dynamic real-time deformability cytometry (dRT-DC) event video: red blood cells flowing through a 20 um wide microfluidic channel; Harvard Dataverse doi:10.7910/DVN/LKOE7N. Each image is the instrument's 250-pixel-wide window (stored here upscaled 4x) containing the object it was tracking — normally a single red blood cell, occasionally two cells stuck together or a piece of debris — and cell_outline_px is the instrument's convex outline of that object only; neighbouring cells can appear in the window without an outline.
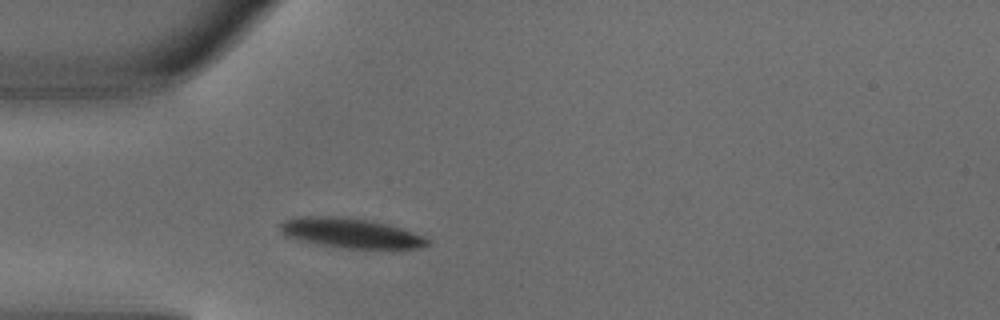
{"species": "common noctule bat (a hibernating species)", "species_latin": "Nyctalus noctula", "temperature_condition": "warm", "stored_images_in_passage": 1, "camera_frame_rate_fps": 3000, "um_per_image_px": 0.085, "animal": {"sex": "male", "body_mass_g": 18.8}, "frame": {"image": 1, "passage_image": 1, "time_ms": 0.0, "image_size_px": [1000, 320], "cell_outline_px": [[432, 244], [420, 248], [348, 248], [316, 244], [284, 236], [280, 232], [280, 224], [284, 220], [296, 216], [344, 216], [368, 220], [388, 224], [424, 236], [432, 240]], "centroid_in_image_um": [29.8, 19.8], "position_along_channel_um": 55.2, "area_um2": 25.78}}